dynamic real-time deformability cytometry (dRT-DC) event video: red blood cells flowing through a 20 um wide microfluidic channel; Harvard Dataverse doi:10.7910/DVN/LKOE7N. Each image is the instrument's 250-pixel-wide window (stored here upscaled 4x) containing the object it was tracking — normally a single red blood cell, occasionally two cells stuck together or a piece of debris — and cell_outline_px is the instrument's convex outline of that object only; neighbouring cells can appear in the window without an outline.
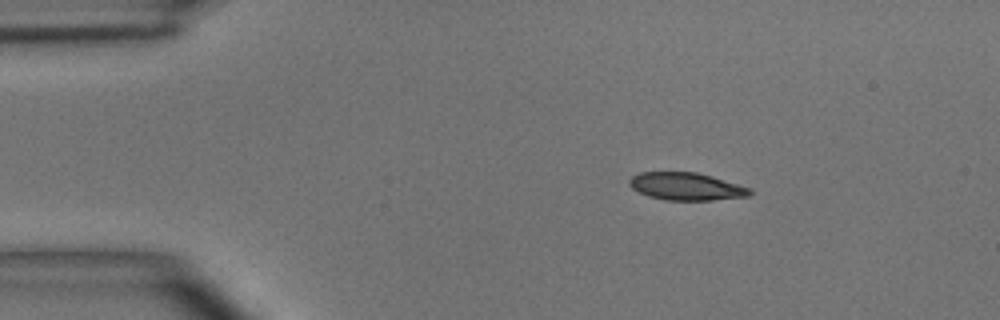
{"species": "common noctule bat (a hibernating species)", "species_latin": "Nyctalus noctula", "temperature_condition": "room temperature", "stored_images_in_passage": 5, "camera_frame_rate_fps": 3000, "um_per_image_px": 0.085, "animal": {"sex": "male", "body_mass_g": 15.6}, "frame": {"image": 1, "passage_image": 2, "time_ms": 1.333, "image_size_px": [1000, 320], "cell_outline_px": [[752, 192], [748, 196], [712, 200], [664, 200], [648, 196], [632, 188], [628, 184], [628, 180], [632, 176], [640, 172], [696, 172], [712, 176], [752, 188]], "centroid_in_image_um": [58.33, 15.84], "position_along_channel_um": 26.7, "area_um2": 19.42}}
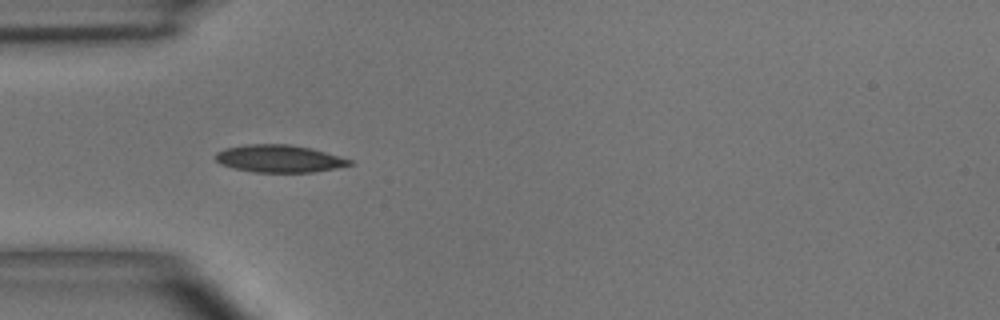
{"frame": {"image": 2, "passage_image": 4, "time_ms": 3.667, "image_size_px": [1000, 320], "cell_outline_px": [[352, 164], [312, 172], [252, 172], [220, 164], [216, 160], [216, 152], [224, 148], [248, 144], [288, 144], [308, 148], [324, 152], [352, 160]], "centroid_in_image_um": [23.67, 13.48], "position_along_channel_um": 61.3, "area_um2": 21.04}}
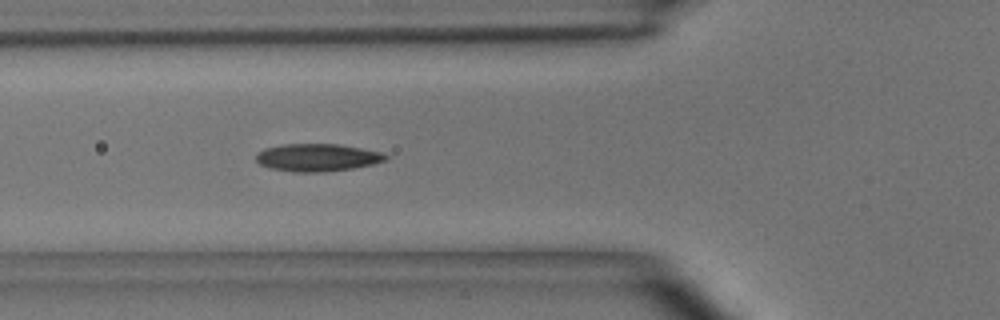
{"frame": {"image": 3, "passage_image": 5, "time_ms": 4.667, "image_size_px": [1000, 320], "cell_outline_px": [[388, 156], [384, 160], [372, 164], [352, 168], [324, 172], [292, 172], [272, 168], [260, 164], [256, 160], [256, 156], [264, 148], [284, 144], [340, 144], [384, 152]], "centroid_in_image_um": [26.99, 13.38], "position_along_channel_um": 98.8, "area_um2": 20.75}}